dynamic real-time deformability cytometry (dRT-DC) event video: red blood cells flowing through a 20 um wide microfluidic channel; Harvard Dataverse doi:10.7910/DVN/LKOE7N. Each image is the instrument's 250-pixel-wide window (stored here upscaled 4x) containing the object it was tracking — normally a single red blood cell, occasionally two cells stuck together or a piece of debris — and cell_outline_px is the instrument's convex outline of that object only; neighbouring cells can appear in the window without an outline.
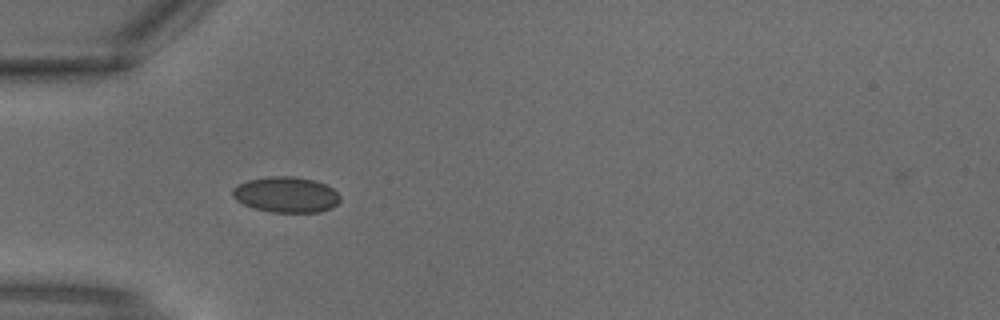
{"species": "common noctule bat (a hibernating species)", "species_latin": "Nyctalus noctula", "temperature_condition": "warm", "stored_images_in_passage": 2, "camera_frame_rate_fps": 3000, "um_per_image_px": 0.085, "animal": {"sex": "male", "body_mass_g": 18.8}, "frame": {"image": 1, "passage_image": 2, "time_ms": 0.333, "image_size_px": [1000, 320], "cell_outline_px": [[340, 200], [332, 208], [320, 212], [268, 212], [252, 208], [236, 200], [232, 196], [232, 188], [248, 180], [268, 176], [292, 176], [312, 180], [324, 184], [332, 188], [340, 196]], "centroid_in_image_um": [24.3, 16.55], "position_along_channel_um": 60.7, "area_um2": 22.37}}